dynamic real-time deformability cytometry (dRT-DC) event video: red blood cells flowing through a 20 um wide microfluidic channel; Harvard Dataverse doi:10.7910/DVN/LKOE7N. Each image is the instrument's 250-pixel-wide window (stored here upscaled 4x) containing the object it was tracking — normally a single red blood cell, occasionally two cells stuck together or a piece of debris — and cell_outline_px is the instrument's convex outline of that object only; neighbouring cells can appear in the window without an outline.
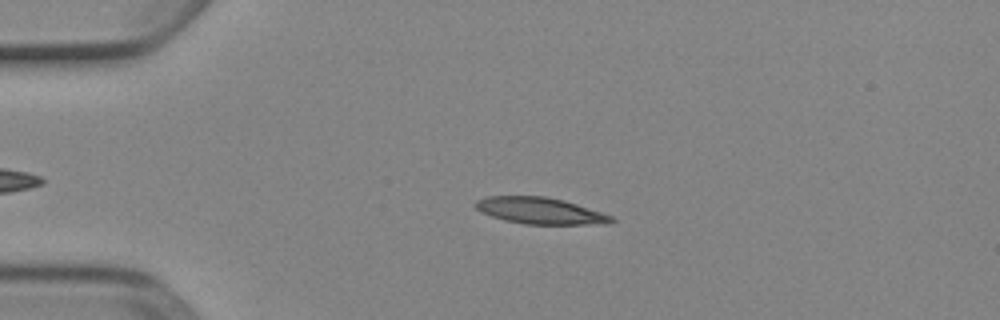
{"species": "Egyptian fruit bat (a non-hibernating species)", "species_latin": "Rousettus aegyptiacus", "temperature_condition": "cold", "stored_images_in_passage": 5, "camera_frame_rate_fps": 3000, "um_per_image_px": 0.085, "animal": {"sex": "female"}, "frame": {"image": 1, "passage_image": 4, "time_ms": 1.0, "image_size_px": [1000, 320], "cell_outline_px": [[616, 220], [608, 224], [524, 224], [504, 220], [492, 216], [476, 208], [476, 200], [488, 196], [548, 196], [564, 200], [612, 216]], "centroid_in_image_um": [45.93, 17.91], "position_along_channel_um": 39.1, "area_um2": 20.81}}